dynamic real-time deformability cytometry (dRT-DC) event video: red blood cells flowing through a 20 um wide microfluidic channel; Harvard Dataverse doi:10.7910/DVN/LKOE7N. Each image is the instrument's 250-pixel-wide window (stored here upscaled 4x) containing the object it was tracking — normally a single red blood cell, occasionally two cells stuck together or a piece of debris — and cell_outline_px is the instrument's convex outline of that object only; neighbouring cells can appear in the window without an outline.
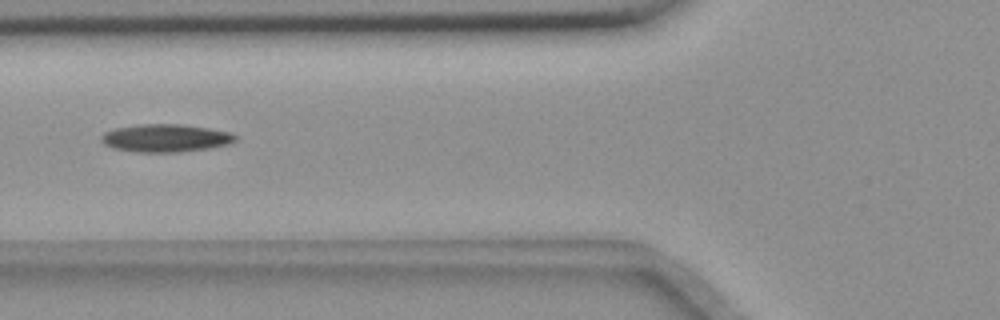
{"species": "common noctule bat (a hibernating species)", "species_latin": "Nyctalus noctula", "temperature_condition": "room temperature", "stored_images_in_passage": 41, "camera_frame_rate_fps": 3000, "um_per_image_px": 0.085, "animal": {"sex": "female", "body_mass_g": 18.4}, "frame": {"image": 1, "passage_image": 7, "time_ms": 2.0, "image_size_px": [1000, 320], "cell_outline_px": [[236, 140], [228, 144], [208, 148], [176, 152], [140, 152], [112, 148], [104, 144], [100, 140], [100, 136], [104, 132], [116, 128], [136, 124], [180, 124], [208, 128], [232, 132], [236, 136]], "centroid_in_image_um": [14.04, 11.73], "position_along_channel_um": 111.8, "area_um2": 21.73}}
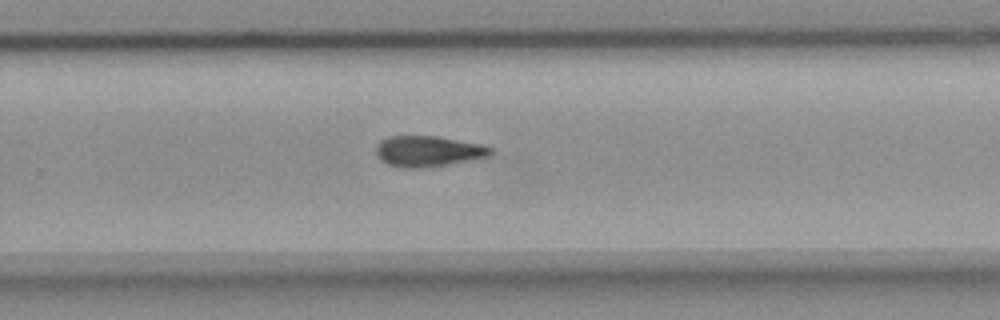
{"frame": {"image": 2, "passage_image": 22, "time_ms": 7.0, "image_size_px": [1000, 320], "cell_outline_px": [[492, 156], [476, 160], [420, 168], [400, 168], [388, 164], [380, 160], [376, 152], [376, 144], [380, 140], [388, 136], [436, 136], [484, 144], [492, 148]], "centroid_in_image_um": [36.42, 12.86], "position_along_channel_um": 293.4, "area_um2": 20.92}}
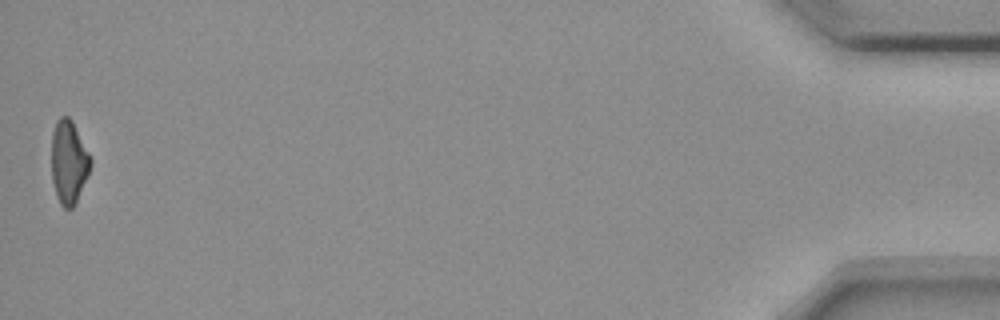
{"frame": {"image": 3, "passage_image": 41, "time_ms": 13.333, "image_size_px": [1000, 320], "cell_outline_px": [[92, 164], [88, 176], [72, 208], [64, 208], [60, 204], [56, 196], [52, 180], [52, 132], [56, 120], [60, 116], [68, 116], [72, 120], [92, 160]], "centroid_in_image_um": [5.84, 13.76], "position_along_channel_um": 429.4, "area_um2": 18.9}, "authors_computed_cell_mechanics": {"area_um2": 20.6924, "velocity_mm_per_s": 3.6434, "shape_relaxation_time_tau1_ms": 5.8129, "shape_relaxation_time_tau2_ms": null, "deformation_change_tau1": 0.1611, "deformation_change_tau2": null}}